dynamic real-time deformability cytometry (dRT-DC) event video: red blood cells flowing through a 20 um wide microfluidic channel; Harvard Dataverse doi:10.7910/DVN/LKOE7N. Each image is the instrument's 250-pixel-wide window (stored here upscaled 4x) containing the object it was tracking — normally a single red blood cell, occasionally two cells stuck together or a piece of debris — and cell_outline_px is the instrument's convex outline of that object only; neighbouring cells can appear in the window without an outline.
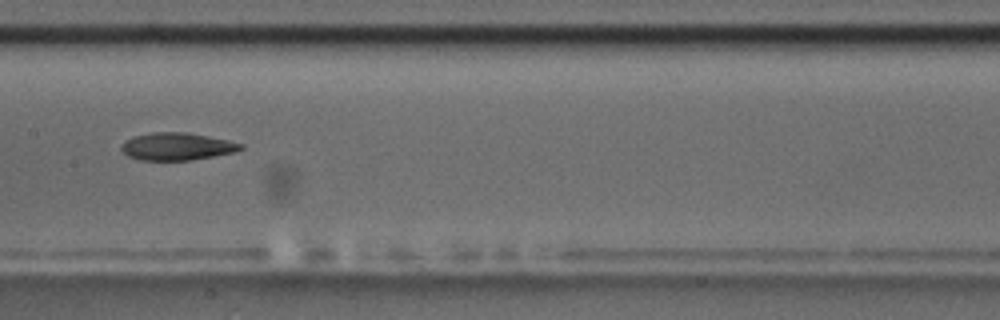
{"species": "common noctule bat (a hibernating species)", "species_latin": "Nyctalus noctula", "temperature_condition": "room temperature", "stored_images_in_passage": 11, "camera_frame_rate_fps": 3000, "um_per_image_px": 0.085, "animal": {"sex": "male", "body_mass_g": 17.5, "forearm_length_mm": 52.3}, "frame": {"image": 1, "passage_image": 4, "time_ms": 3.667, "image_size_px": [1000, 320], "cell_outline_px": [[244, 148], [236, 152], [192, 160], [140, 160], [128, 156], [120, 148], [120, 144], [132, 136], [152, 132], [188, 132], [228, 140], [244, 144]], "centroid_in_image_um": [15.04, 12.44], "position_along_channel_um": 192.4, "area_um2": 19.31}}
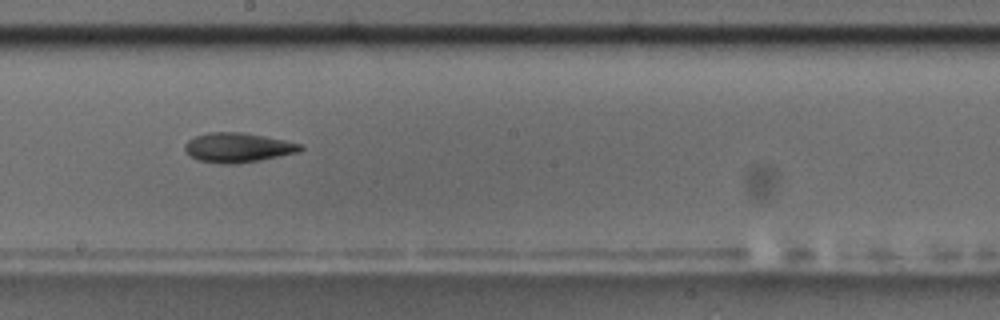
{"frame": {"image": 2, "passage_image": 5, "time_ms": 4.667, "image_size_px": [1000, 320], "cell_outline_px": [[304, 148], [296, 152], [260, 160], [236, 164], [224, 164], [196, 160], [184, 152], [184, 144], [188, 140], [196, 136], [208, 132], [240, 132], [284, 140], [300, 144]], "centroid_in_image_um": [20.14, 12.55], "position_along_channel_um": 228.1, "area_um2": 19.77}, "authors_computed_cell_mechanics": {"area_um2": 19.941, "velocity_mm_per_s": 3.5759, "shape_relaxation_time_tau1_ms": null, "shape_relaxation_time_tau2_ms": 4.4811, "deformation_change_tau1": null, "deformation_change_tau2": 0.1198}}